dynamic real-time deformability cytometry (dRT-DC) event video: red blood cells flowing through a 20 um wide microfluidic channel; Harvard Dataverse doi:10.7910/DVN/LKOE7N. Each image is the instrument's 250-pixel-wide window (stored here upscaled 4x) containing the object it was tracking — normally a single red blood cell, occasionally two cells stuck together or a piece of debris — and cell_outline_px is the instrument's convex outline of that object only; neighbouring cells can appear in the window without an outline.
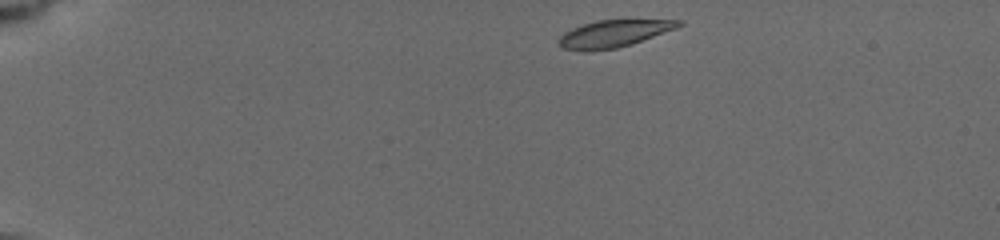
{"species": "common noctule bat (a hibernating species)", "species_latin": "Nyctalus noctula", "temperature_condition": "cold", "stored_images_in_passage": 80, "camera_frame_rate_fps": 3000, "um_per_image_px": 0.085, "animal": {"sex": "female", "body_mass_g": 19.5, "forearm_length_mm": 54.1}, "frame": {"image": 1, "passage_image": 1, "time_ms": 0.0, "image_size_px": [1000, 240], "cell_outline_px": [[684, 24], [676, 28], [632, 44], [616, 48], [564, 48], [556, 40], [564, 32], [580, 24], [596, 20], [684, 20]], "centroid_in_image_um": [52.22, 2.8], "position_along_channel_um": 32.8, "area_um2": 18.26}}
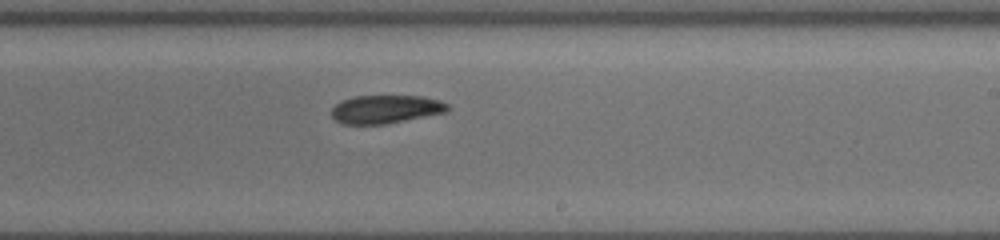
{"frame": {"image": 2, "passage_image": 40, "time_ms": 8.0, "image_size_px": [1000, 240], "cell_outline_px": [[452, 108], [448, 112], [384, 124], [344, 124], [336, 120], [332, 116], [332, 108], [336, 104], [352, 96], [420, 96], [440, 100], [448, 104]], "centroid_in_image_um": [32.83, 9.28], "position_along_channel_um": 256.2, "area_um2": 19.13}}
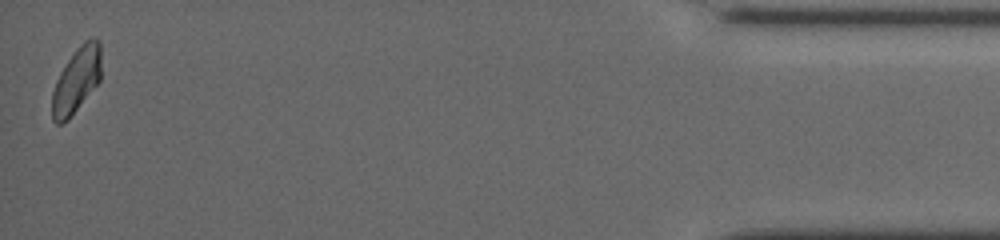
{"frame": {"image": 3, "passage_image": 79, "time_ms": 14.333, "image_size_px": [1000, 240], "cell_outline_px": [[100, 80], [68, 120], [60, 124], [56, 124], [52, 120], [52, 92], [56, 80], [60, 72], [68, 60], [80, 44], [84, 40], [92, 36], [96, 36], [100, 40]], "centroid_in_image_um": [6.5, 6.79], "position_along_channel_um": 428.7, "area_um2": 18.73}, "authors_computed_cell_mechanics": {"area_um2": 19.4208, "velocity_mm_per_s": 3.8733, "shape_relaxation_time_tau1_ms": 4.0302, "shape_relaxation_time_tau2_ms": 10.9306, "deformation_change_tau1": 0.1093, "deformation_change_tau2": 0.1731}}